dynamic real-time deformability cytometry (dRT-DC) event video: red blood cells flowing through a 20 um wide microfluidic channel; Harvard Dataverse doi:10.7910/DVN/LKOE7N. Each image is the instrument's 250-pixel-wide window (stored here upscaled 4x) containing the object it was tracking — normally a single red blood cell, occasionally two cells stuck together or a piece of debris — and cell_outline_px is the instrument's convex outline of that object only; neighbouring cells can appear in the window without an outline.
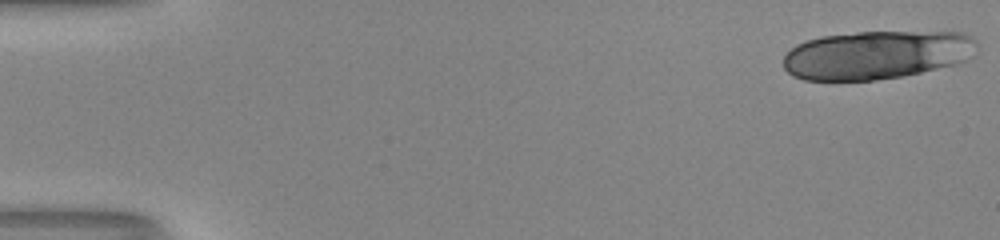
{"species": "human", "species_latin": "Homo sapiens", "temperature_condition": "room temperature", "stored_images_in_passage": 19, "camera_frame_rate_fps": 3000, "um_per_image_px": 0.085, "donor": {"sex": "male"}, "frame": {"image": 1, "passage_image": 1, "time_ms": 0.0, "image_size_px": [1000, 240], "cell_outline_px": [[976, 56], [968, 60], [956, 64], [920, 72], [900, 76], [872, 80], [804, 80], [792, 76], [784, 68], [784, 56], [796, 44], [820, 36], [856, 32], [964, 32], [972, 36], [976, 40]], "centroid_in_image_um": [74.55, 4.66], "position_along_channel_um": 10.5, "area_um2": 54.97}}